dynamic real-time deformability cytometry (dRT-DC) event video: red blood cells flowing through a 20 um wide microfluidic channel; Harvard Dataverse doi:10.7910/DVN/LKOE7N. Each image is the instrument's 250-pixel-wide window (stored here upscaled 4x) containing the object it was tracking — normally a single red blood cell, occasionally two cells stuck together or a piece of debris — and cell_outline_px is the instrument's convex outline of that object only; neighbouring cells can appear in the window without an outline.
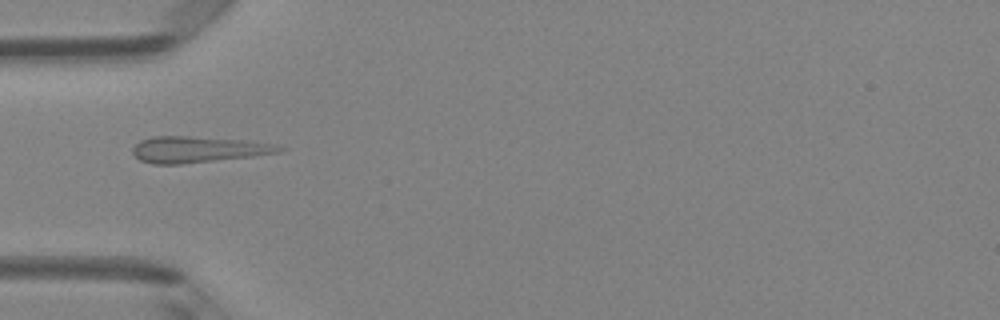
{"species": "Egyptian fruit bat (a non-hibernating species)", "species_latin": "Rousettus aegyptiacus", "temperature_condition": "room temperature", "stored_images_in_passage": 5, "camera_frame_rate_fps": 3000, "um_per_image_px": 0.085, "animal": {"sex": "female"}, "frame": {"image": 1, "passage_image": 5, "time_ms": 4.667, "image_size_px": [1000, 320], "cell_outline_px": [[288, 148], [280, 152], [252, 156], [180, 164], [152, 164], [140, 160], [132, 152], [132, 148], [140, 140], [152, 136], [188, 136], [244, 140], [268, 144]], "centroid_in_image_um": [16.77, 12.7], "position_along_channel_um": 68.2, "area_um2": 22.08}}